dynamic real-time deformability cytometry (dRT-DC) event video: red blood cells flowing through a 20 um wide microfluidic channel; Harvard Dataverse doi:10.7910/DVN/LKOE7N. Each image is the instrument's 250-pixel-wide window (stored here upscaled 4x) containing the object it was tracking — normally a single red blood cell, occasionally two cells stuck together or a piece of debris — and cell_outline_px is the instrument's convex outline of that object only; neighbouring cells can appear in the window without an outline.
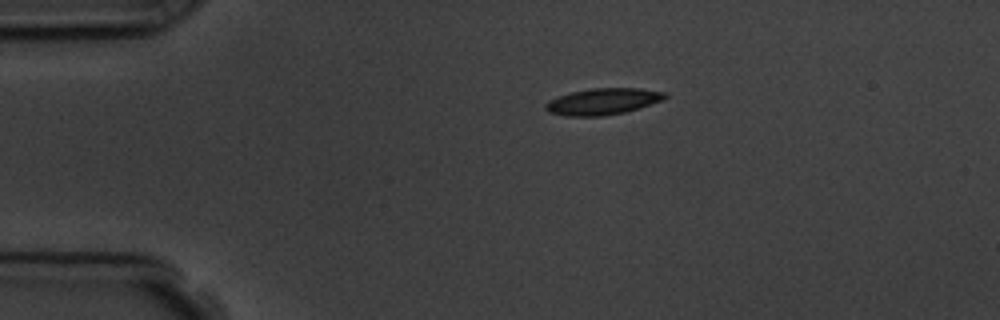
{"species": "common noctule bat (a hibernating species)", "species_latin": "Nyctalus noctula", "temperature_condition": "room temperature", "stored_images_in_passage": 4, "camera_frame_rate_fps": 3000, "um_per_image_px": 0.085, "animal": {"sex": "male", "body_mass_g": 19.5, "forearm_length_mm": 54.6}, "frame": {"image": 1, "passage_image": 4, "time_ms": 3.333, "image_size_px": [1000, 320], "cell_outline_px": [[668, 96], [660, 100], [624, 112], [600, 116], [564, 116], [548, 112], [544, 108], [544, 104], [548, 100], [572, 92], [592, 88], [640, 88], [668, 92]], "centroid_in_image_um": [51.2, 8.62], "position_along_channel_um": 33.8, "area_um2": 18.21}}